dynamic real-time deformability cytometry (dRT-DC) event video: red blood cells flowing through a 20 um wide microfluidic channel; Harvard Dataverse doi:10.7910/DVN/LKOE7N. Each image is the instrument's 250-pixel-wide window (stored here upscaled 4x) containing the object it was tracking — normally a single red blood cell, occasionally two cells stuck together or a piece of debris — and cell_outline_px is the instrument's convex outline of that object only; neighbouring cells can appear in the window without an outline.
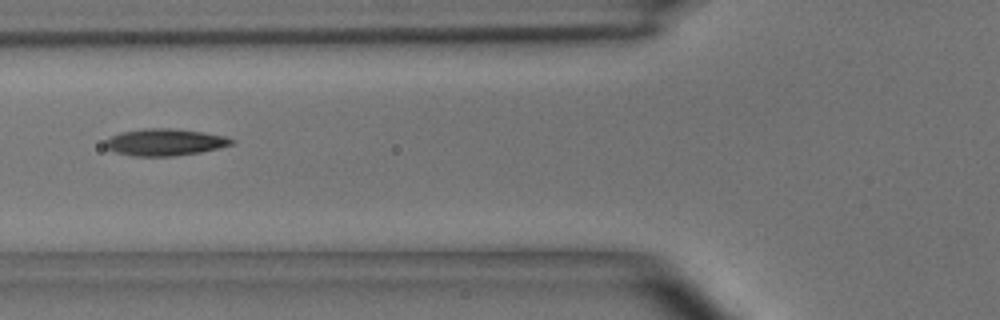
{"species": "common noctule bat (a hibernating species)", "species_latin": "Nyctalus noctula", "temperature_condition": "room temperature", "stored_images_in_passage": 6, "camera_frame_rate_fps": 3000, "um_per_image_px": 0.085, "animal": {"sex": "male", "body_mass_g": 15.6}, "frame": {"image": 1, "passage_image": 3, "time_ms": 2.333, "image_size_px": [1000, 320], "cell_outline_px": [[236, 140], [232, 144], [200, 152], [172, 156], [132, 156], [116, 152], [108, 148], [104, 144], [104, 140], [120, 132], [144, 128], [168, 128], [204, 132], [224, 136]], "centroid_in_image_um": [13.98, 12.08], "position_along_channel_um": 111.8, "area_um2": 19.65}}